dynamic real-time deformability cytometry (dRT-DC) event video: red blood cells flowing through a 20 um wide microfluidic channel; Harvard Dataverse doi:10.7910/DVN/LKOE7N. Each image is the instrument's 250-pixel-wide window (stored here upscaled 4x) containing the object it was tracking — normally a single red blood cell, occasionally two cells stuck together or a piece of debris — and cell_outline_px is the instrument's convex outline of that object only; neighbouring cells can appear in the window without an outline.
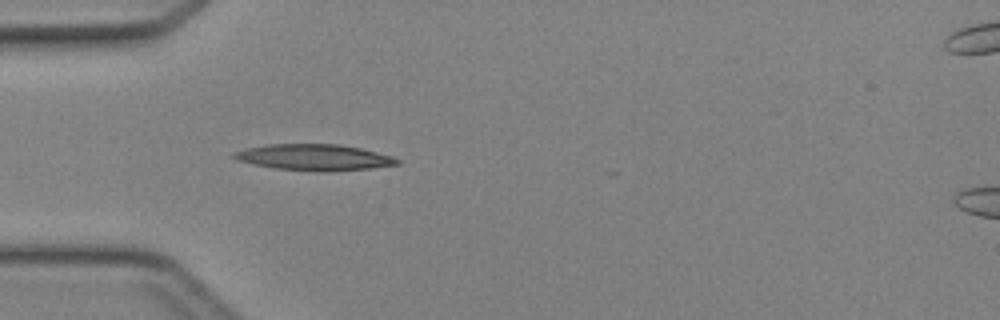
{"species": "Egyptian fruit bat (a non-hibernating species)", "species_latin": "Rousettus aegyptiacus", "temperature_condition": "cold", "stored_images_in_passage": 32, "camera_frame_rate_fps": 3000, "um_per_image_px": 0.085, "animal": {"sex": "female"}, "frame": {"image": 1, "passage_image": 3, "time_ms": 0.667, "image_size_px": [1000, 320], "cell_outline_px": [[400, 164], [372, 168], [324, 172], [320, 172], [276, 168], [252, 164], [236, 160], [232, 156], [232, 152], [248, 148], [268, 144], [340, 144], [360, 148], [392, 156], [400, 160]], "centroid_in_image_um": [26.7, 13.37], "position_along_channel_um": 58.3, "area_um2": 24.91}}
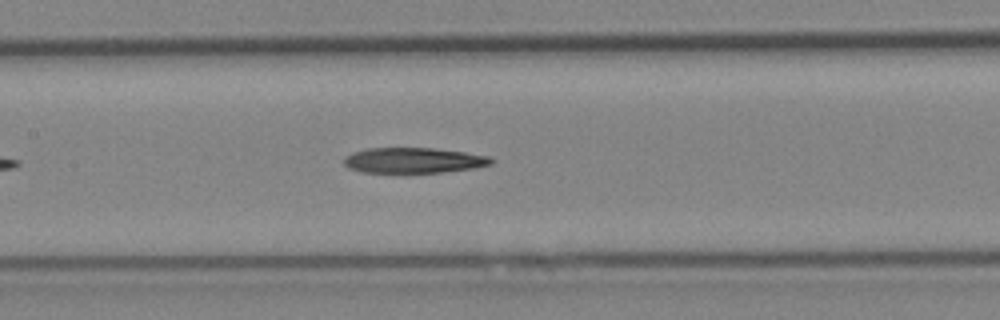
{"frame": {"image": 2, "passage_image": 11, "time_ms": 3.333, "image_size_px": [1000, 320], "cell_outline_px": [[496, 160], [492, 164], [472, 168], [440, 172], [360, 172], [348, 168], [344, 164], [344, 160], [348, 156], [356, 152], [368, 148], [432, 148], [464, 152], [492, 156]], "centroid_in_image_um": [35.21, 13.63], "position_along_channel_um": 172.2, "area_um2": 21.62}}
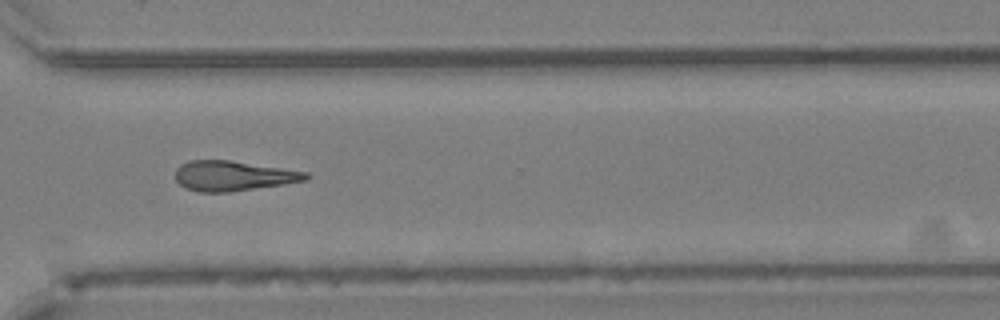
{"frame": {"image": 3, "passage_image": 23, "time_ms": 7.333, "image_size_px": [1000, 320], "cell_outline_px": [[312, 176], [308, 180], [284, 184], [228, 192], [200, 192], [184, 188], [176, 180], [176, 168], [180, 164], [188, 160], [228, 160], [308, 172]], "centroid_in_image_um": [19.82, 14.95], "position_along_channel_um": 350.8, "area_um2": 22.83}}